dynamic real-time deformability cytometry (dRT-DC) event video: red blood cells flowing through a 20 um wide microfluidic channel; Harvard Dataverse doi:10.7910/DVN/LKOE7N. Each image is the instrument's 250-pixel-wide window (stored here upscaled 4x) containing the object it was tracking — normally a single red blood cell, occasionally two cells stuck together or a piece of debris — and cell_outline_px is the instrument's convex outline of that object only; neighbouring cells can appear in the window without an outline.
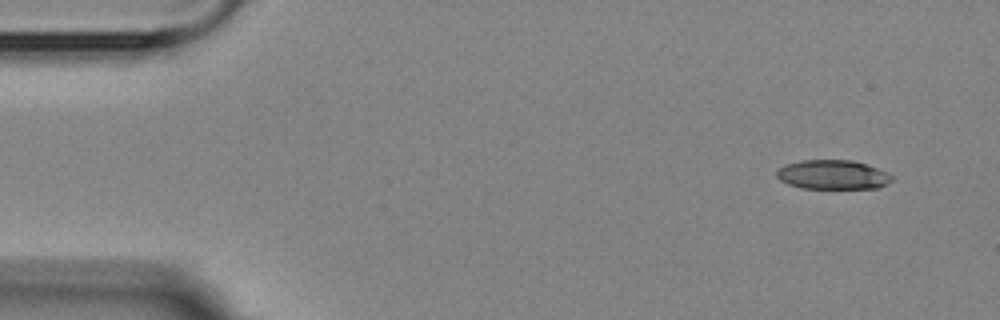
{"species": "Egyptian fruit bat (a non-hibernating species)", "species_latin": "Rousettus aegyptiacus", "temperature_condition": "room temperature", "stored_images_in_passage": 4, "camera_frame_rate_fps": 3000, "um_per_image_px": 0.085, "animal": {"sex": "female"}, "frame": {"image": 1, "passage_image": 1, "time_ms": 0.0, "image_size_px": [1000, 320], "cell_outline_px": [[892, 180], [888, 184], [880, 188], [800, 188], [788, 184], [780, 180], [776, 176], [776, 168], [784, 164], [800, 160], [852, 160], [876, 168], [892, 176]], "centroid_in_image_um": [70.72, 14.85], "position_along_channel_um": 14.3, "area_um2": 19.71}}
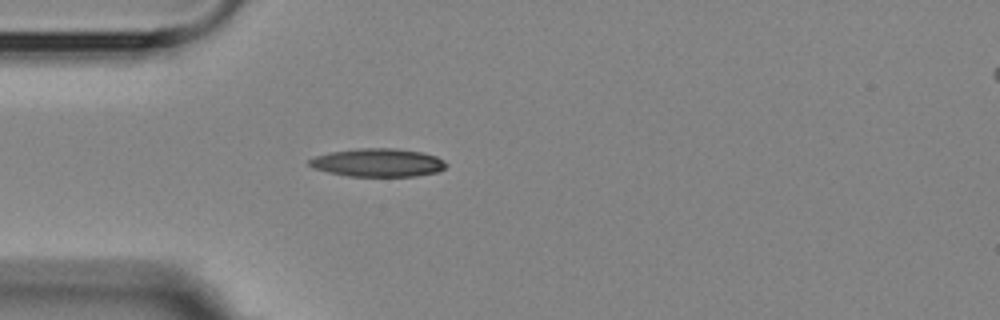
{"frame": {"image": 2, "passage_image": 4, "time_ms": 3.667, "image_size_px": [1000, 320], "cell_outline_px": [[448, 164], [444, 168], [436, 172], [416, 176], [348, 176], [328, 172], [312, 168], [308, 164], [308, 160], [316, 156], [332, 152], [360, 148], [392, 148], [420, 152], [436, 156], [444, 160]], "centroid_in_image_um": [32.11, 13.83], "position_along_channel_um": 52.9, "area_um2": 22.37}}